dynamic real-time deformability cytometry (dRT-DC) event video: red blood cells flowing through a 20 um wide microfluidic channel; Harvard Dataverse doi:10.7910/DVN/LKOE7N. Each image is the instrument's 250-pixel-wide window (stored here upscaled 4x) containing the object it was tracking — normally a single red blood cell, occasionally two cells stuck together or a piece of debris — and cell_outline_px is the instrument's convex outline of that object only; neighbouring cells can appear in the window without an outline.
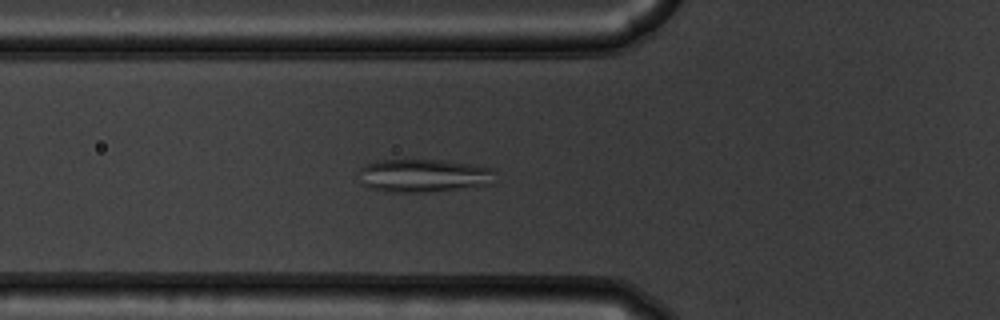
{"species": "common noctule bat (a hibernating species)", "species_latin": "Nyctalus noctula", "temperature_condition": "warm", "stored_images_in_passage": 52, "camera_frame_rate_fps": 3000, "um_per_image_px": 0.085, "animal": {"sex": "male", "body_mass_g": 19.5, "forearm_length_mm": 54.6}, "frame": {"image": 1, "passage_image": 19, "time_ms": 6.0, "image_size_px": [1000, 320], "cell_outline_px": [[496, 172], [492, 184], [428, 192], [388, 192], [368, 188], [364, 184], [356, 172], [364, 164], [376, 160], [444, 160], [472, 164], [496, 168]], "centroid_in_image_um": [36.0, 14.91], "position_along_channel_um": 89.8, "area_um2": 26.76}}
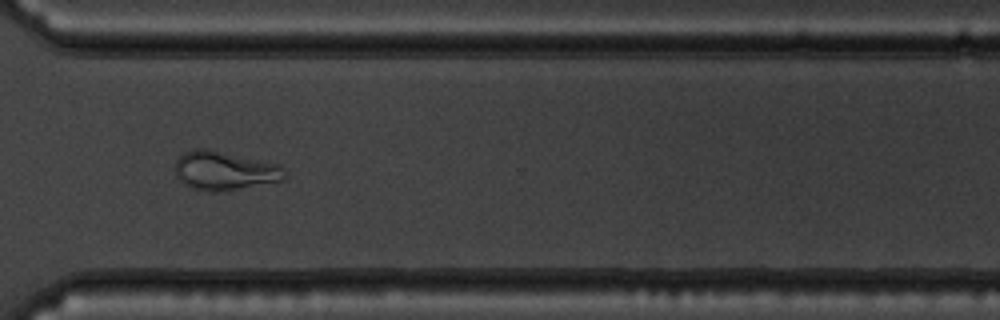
{"frame": {"image": 2, "passage_image": 40, "time_ms": 13.0, "image_size_px": [1000, 320], "cell_outline_px": [[288, 176], [284, 180], [220, 192], [208, 192], [192, 188], [184, 184], [176, 176], [176, 160], [184, 152], [192, 148], [208, 148], [280, 164], [288, 172]], "centroid_in_image_um": [19.12, 14.5], "position_along_channel_um": 351.5, "area_um2": 25.26}}
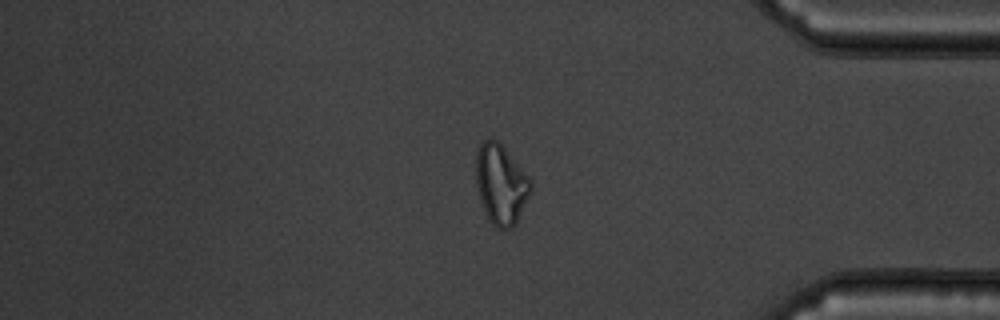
{"frame": {"image": 3, "passage_image": 45, "time_ms": 14.667, "image_size_px": [1000, 320], "cell_outline_px": [[532, 192], [516, 224], [512, 228], [496, 228], [492, 224], [480, 200], [476, 188], [476, 152], [480, 144], [484, 140], [496, 140], [504, 148], [532, 180]], "centroid_in_image_um": [42.59, 15.69], "position_along_channel_um": 392.6, "area_um2": 25.43}}